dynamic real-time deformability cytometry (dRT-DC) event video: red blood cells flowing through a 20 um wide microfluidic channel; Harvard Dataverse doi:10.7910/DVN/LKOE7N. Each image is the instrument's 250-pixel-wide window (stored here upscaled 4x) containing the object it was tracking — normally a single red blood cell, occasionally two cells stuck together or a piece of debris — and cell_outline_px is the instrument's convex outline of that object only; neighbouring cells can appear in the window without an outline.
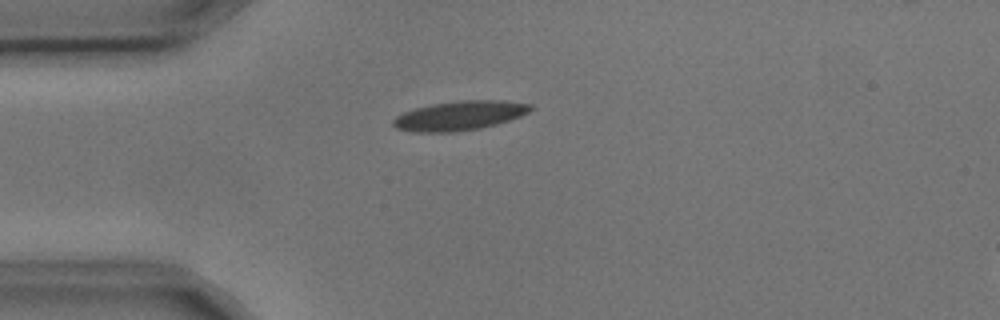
{"species": "common noctule bat (a hibernating species)", "species_latin": "Nyctalus noctula", "temperature_condition": "cold", "stored_images_in_passage": 1, "camera_frame_rate_fps": 3000, "um_per_image_px": 0.085, "animal": {"sex": "male", "body_mass_g": 17.9, "forearm_length_mm": 54.2}, "frame": {"image": 1, "passage_image": 1, "time_ms": 0.0, "image_size_px": [1000, 320], "cell_outline_px": [[536, 108], [520, 116], [496, 124], [480, 128], [452, 132], [412, 132], [396, 128], [392, 124], [392, 120], [396, 116], [404, 112], [416, 108], [432, 104], [464, 100], [504, 100], [532, 104]], "centroid_in_image_um": [39.08, 9.82], "position_along_channel_um": 45.9, "area_um2": 23.47}}